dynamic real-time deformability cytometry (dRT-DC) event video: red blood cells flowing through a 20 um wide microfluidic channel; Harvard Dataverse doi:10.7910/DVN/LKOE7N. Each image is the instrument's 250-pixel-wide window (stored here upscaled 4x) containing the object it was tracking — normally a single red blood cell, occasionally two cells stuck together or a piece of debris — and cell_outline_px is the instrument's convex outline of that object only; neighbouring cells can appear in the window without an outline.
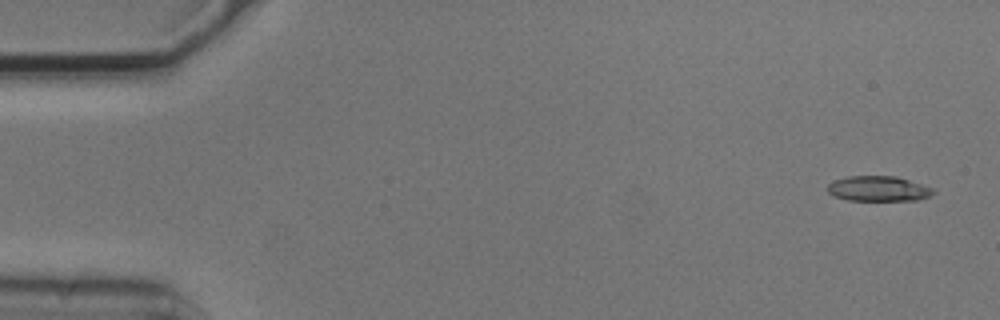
{"species": "common noctule bat (a hibernating species)", "species_latin": "Nyctalus noctula", "temperature_condition": "cold", "stored_images_in_passage": 5, "camera_frame_rate_fps": 3000, "um_per_image_px": 0.085, "animal": {"sex": "male", "body_mass_g": 20.5, "forearm_length_mm": 52.5}, "frame": {"image": 1, "passage_image": 1, "time_ms": 0.0, "image_size_px": [1000, 320], "cell_outline_px": [[936, 192], [920, 200], [848, 200], [836, 196], [828, 192], [828, 184], [836, 180], [848, 176], [896, 176], [932, 188]], "centroid_in_image_um": [74.67, 16.04], "position_along_channel_um": 10.3, "area_um2": 15.26}}